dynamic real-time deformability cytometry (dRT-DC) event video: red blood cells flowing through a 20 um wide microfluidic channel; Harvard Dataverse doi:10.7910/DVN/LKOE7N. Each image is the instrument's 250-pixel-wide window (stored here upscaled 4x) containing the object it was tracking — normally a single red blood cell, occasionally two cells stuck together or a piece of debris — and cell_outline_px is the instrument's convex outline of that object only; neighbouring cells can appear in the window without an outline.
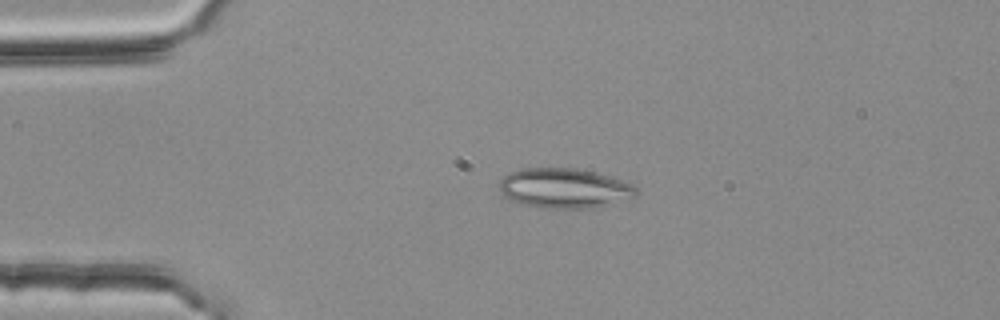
{"species": "common noctule bat (a hibernating species)", "species_latin": "Nyctalus noctula", "temperature_condition": "room temperature", "stored_images_in_passage": 53, "camera_frame_rate_fps": 3000, "um_per_image_px": 0.085, "animal": {"sex": "female", "body_mass_g": 25.1}, "frame": {"image": 1, "passage_image": 11, "time_ms": 3.333, "image_size_px": [1000, 320], "cell_outline_px": [[636, 196], [612, 204], [596, 208], [544, 208], [520, 204], [508, 200], [504, 196], [500, 188], [500, 180], [508, 172], [520, 168], [576, 168], [608, 176], [632, 184], [636, 188]], "centroid_in_image_um": [47.93, 16.01], "position_along_channel_um": 37.1, "area_um2": 31.91}}
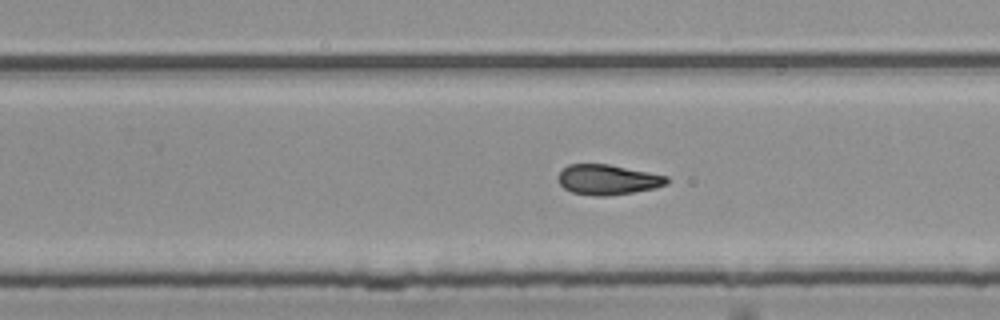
{"frame": {"image": 2, "passage_image": 33, "time_ms": 10.667, "image_size_px": [1000, 320], "cell_outline_px": [[668, 184], [656, 188], [608, 196], [592, 196], [572, 192], [564, 188], [560, 184], [560, 172], [568, 164], [608, 164], [668, 176]], "centroid_in_image_um": [51.68, 15.28], "position_along_channel_um": 278.1, "area_um2": 18.96}}
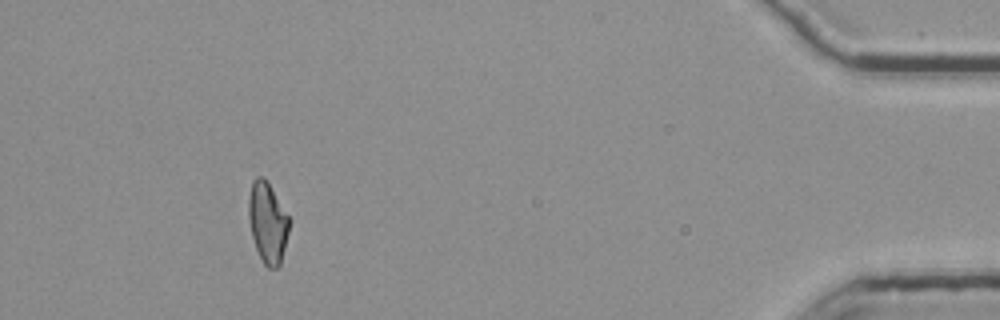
{"frame": {"image": 3, "passage_image": 49, "time_ms": 16.0, "image_size_px": [1000, 320], "cell_outline_px": [[292, 220], [280, 264], [276, 268], [268, 268], [264, 264], [256, 248], [252, 236], [248, 216], [248, 196], [252, 180], [256, 176], [264, 176]], "centroid_in_image_um": [22.76, 18.88], "position_along_channel_um": 412.4, "area_um2": 19.36}, "authors_computed_cell_mechanics": {"area_um2": 19.5364, "velocity_mm_per_s": 3.7723, "shape_relaxation_time_tau1_ms": 8.6484, "shape_relaxation_time_tau2_ms": 2.9017, "deformation_change_tau1": 0.2052, "deformation_change_tau2": 0.0976}}